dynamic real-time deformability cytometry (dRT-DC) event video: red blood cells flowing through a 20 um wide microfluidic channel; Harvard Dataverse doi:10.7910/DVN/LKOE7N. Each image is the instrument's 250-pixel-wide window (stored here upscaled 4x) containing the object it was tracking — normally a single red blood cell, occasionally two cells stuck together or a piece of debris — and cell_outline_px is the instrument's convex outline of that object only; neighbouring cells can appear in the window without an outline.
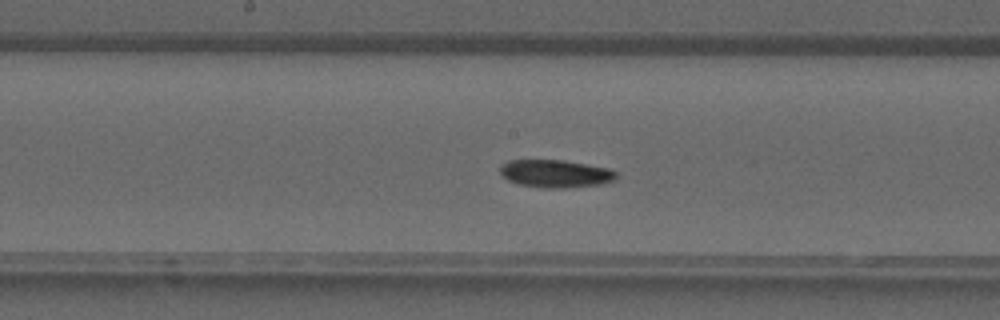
{"species": "common noctule bat (a hibernating species)", "species_latin": "Nyctalus noctula", "temperature_condition": "warm", "stored_images_in_passage": 39, "camera_frame_rate_fps": 3000, "um_per_image_px": 0.085, "animal": {"sex": "male", "forearm_length_mm": 52.5}, "frame": {"image": 1, "passage_image": 20, "time_ms": 6.333, "image_size_px": [1000, 320], "cell_outline_px": [[616, 180], [600, 184], [564, 188], [544, 188], [520, 184], [508, 180], [500, 172], [500, 164], [508, 160], [564, 160], [612, 168], [616, 172]], "centroid_in_image_um": [47.24, 14.75], "position_along_channel_um": 201.0, "area_um2": 18.9}}
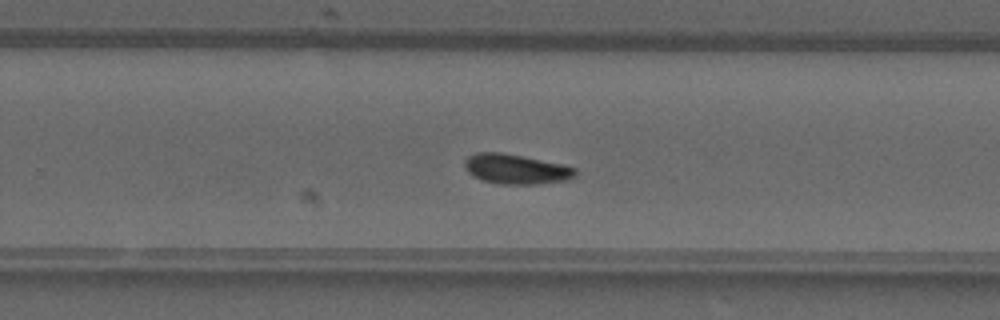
{"frame": {"image": 2, "passage_image": 25, "time_ms": 8.0, "image_size_px": [1000, 320], "cell_outline_px": [[576, 176], [568, 180], [540, 184], [500, 184], [480, 180], [472, 176], [464, 168], [464, 160], [468, 156], [476, 152], [504, 152], [560, 164], [576, 168]], "centroid_in_image_um": [43.82, 14.37], "position_along_channel_um": 286.0, "area_um2": 19.48}}
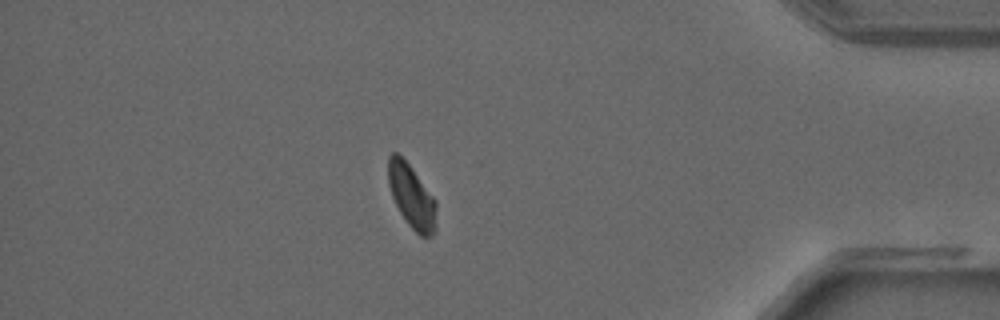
{"frame": {"image": 3, "passage_image": 34, "time_ms": 11.0, "image_size_px": [1000, 320], "cell_outline_px": [[436, 228], [432, 236], [420, 236], [408, 224], [400, 212], [392, 196], [388, 184], [388, 156], [392, 152], [396, 152], [412, 168], [436, 200]], "centroid_in_image_um": [34.99, 16.69], "position_along_channel_um": 400.2, "area_um2": 17.74}}